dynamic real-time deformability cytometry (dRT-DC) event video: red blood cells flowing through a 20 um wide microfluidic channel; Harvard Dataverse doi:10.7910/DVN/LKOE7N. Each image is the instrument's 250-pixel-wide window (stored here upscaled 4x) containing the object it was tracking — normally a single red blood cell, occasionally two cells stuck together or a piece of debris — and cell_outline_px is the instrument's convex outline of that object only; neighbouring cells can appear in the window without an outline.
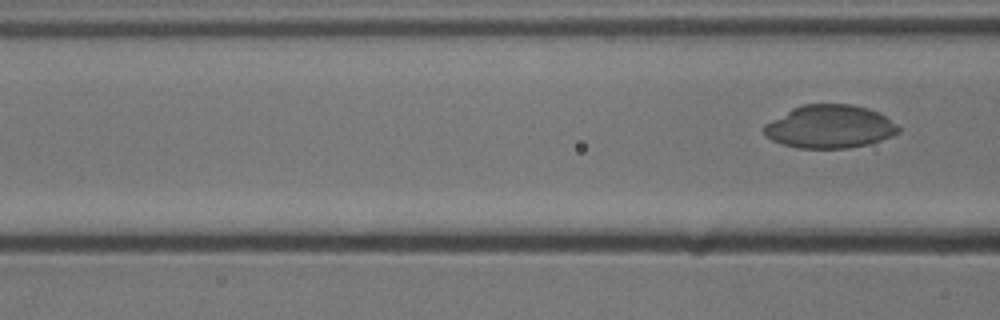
{"species": "common noctule bat (a hibernating species)", "species_latin": "Nyctalus noctula", "temperature_condition": "cold", "stored_images_in_passage": 7, "segment_of_instrument_passage": [3, 3], "camera_frame_rate_fps": 3000, "um_per_image_px": 0.085, "animal": {"sex": "male", "body_mass_g": 13.3}, "frame": {"image": 1, "passage_image": 7, "time_ms": 2.0, "image_size_px": [1000, 320], "cell_outline_px": [[900, 132], [892, 136], [868, 144], [848, 148], [800, 148], [780, 144], [772, 140], [764, 132], [764, 124], [792, 108], [804, 104], [852, 104], [868, 108], [880, 112], [896, 124], [900, 128]], "centroid_in_image_um": [70.54, 10.76], "position_along_channel_um": 96.1, "area_um2": 33.81}}